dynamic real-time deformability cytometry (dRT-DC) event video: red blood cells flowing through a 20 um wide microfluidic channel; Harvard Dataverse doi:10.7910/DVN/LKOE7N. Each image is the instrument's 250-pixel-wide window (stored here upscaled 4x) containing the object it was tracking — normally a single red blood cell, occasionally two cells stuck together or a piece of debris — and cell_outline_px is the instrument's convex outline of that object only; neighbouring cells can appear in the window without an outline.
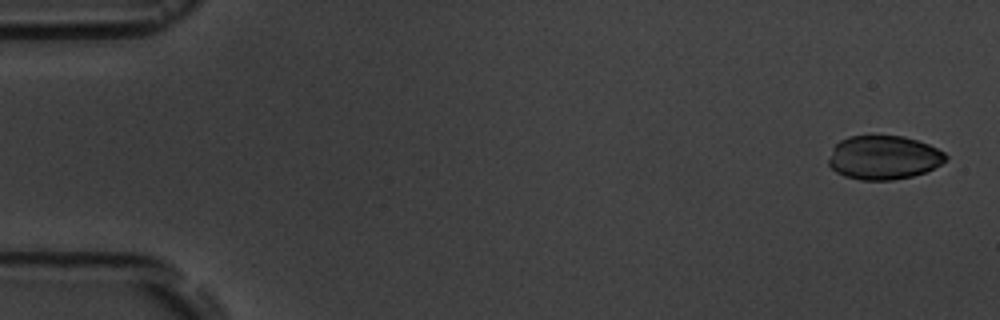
{"species": "common noctule bat (a hibernating species)", "species_latin": "Nyctalus noctula", "temperature_condition": "room temperature", "stored_images_in_passage": 5, "camera_frame_rate_fps": 3000, "um_per_image_px": 0.085, "animal": {"sex": "male", "body_mass_g": 19.5, "forearm_length_mm": 54.6}, "frame": {"image": 1, "passage_image": 1, "time_ms": 0.0, "image_size_px": [1000, 320], "cell_outline_px": [[948, 160], [924, 172], [912, 176], [892, 180], [860, 180], [844, 176], [836, 172], [828, 164], [828, 160], [832, 148], [840, 140], [848, 136], [904, 136], [928, 144], [944, 152], [948, 156]], "centroid_in_image_um": [75.09, 13.39], "position_along_channel_um": 9.9, "area_um2": 29.94}}